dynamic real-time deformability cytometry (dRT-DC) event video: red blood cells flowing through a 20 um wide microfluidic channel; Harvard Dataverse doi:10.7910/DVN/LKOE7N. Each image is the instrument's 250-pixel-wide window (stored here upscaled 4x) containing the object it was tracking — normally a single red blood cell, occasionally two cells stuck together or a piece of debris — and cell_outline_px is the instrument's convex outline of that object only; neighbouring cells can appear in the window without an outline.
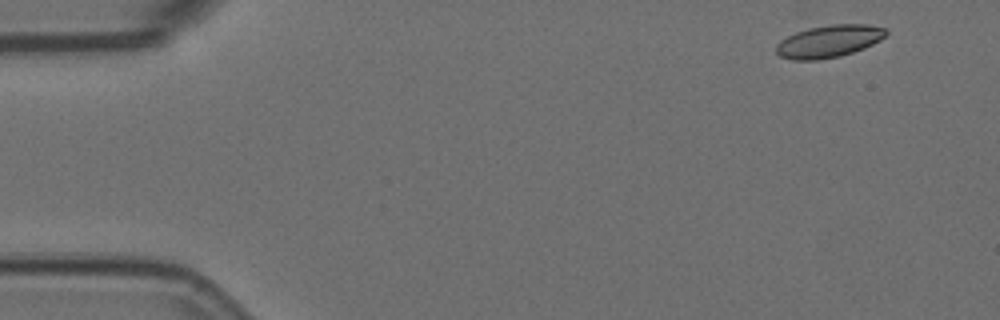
{"species": "Egyptian fruit bat (a non-hibernating species)", "species_latin": "Rousettus aegyptiacus", "temperature_condition": "room temperature", "stored_images_in_passage": 14, "camera_frame_rate_fps": 3000, "um_per_image_px": 0.085, "animal": {"sex": "female"}, "frame": {"image": 1, "passage_image": 1, "time_ms": 0.0, "image_size_px": [1000, 320], "cell_outline_px": [[888, 32], [880, 40], [864, 48], [840, 56], [820, 60], [792, 60], [780, 56], [776, 52], [776, 44], [780, 40], [796, 32], [808, 28], [828, 24], [868, 24], [888, 28]], "centroid_in_image_um": [70.46, 3.5], "position_along_channel_um": 14.5, "area_um2": 20.87}}
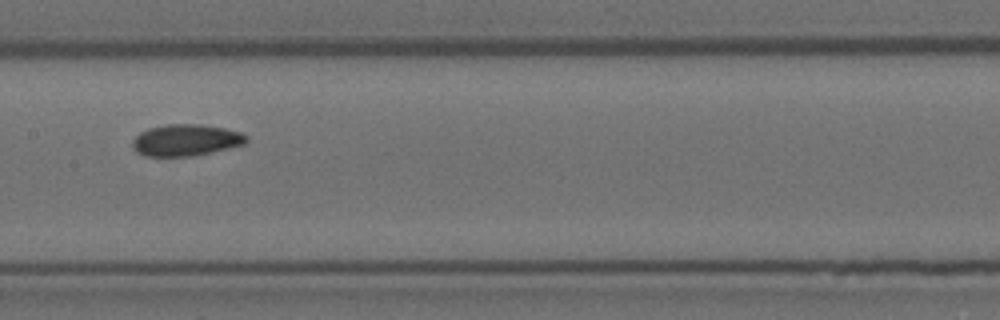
{"frame": {"image": 2, "passage_image": 7, "time_ms": 2.0, "image_size_px": [1000, 320], "cell_outline_px": [[248, 140], [244, 144], [228, 148], [192, 156], [144, 156], [136, 152], [132, 148], [132, 140], [140, 132], [148, 128], [164, 124], [196, 124], [224, 128], [240, 132], [248, 136]], "centroid_in_image_um": [15.76, 11.91], "position_along_channel_um": 191.6, "area_um2": 20.98}}
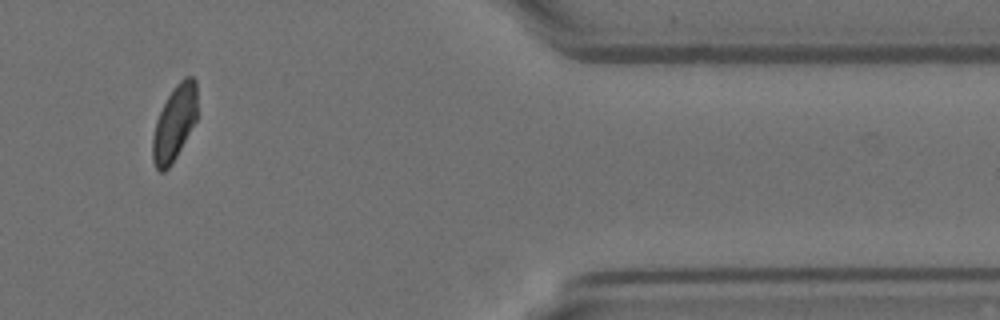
{"frame": {"image": 3, "passage_image": 12, "time_ms": 3.667, "image_size_px": [1000, 320], "cell_outline_px": [[196, 120], [176, 156], [168, 168], [164, 172], [160, 172], [156, 168], [152, 160], [152, 136], [156, 120], [168, 96], [176, 84], [184, 76], [192, 76], [196, 80]], "centroid_in_image_um": [14.81, 10.46], "position_along_channel_um": 396.6, "area_um2": 19.31}}